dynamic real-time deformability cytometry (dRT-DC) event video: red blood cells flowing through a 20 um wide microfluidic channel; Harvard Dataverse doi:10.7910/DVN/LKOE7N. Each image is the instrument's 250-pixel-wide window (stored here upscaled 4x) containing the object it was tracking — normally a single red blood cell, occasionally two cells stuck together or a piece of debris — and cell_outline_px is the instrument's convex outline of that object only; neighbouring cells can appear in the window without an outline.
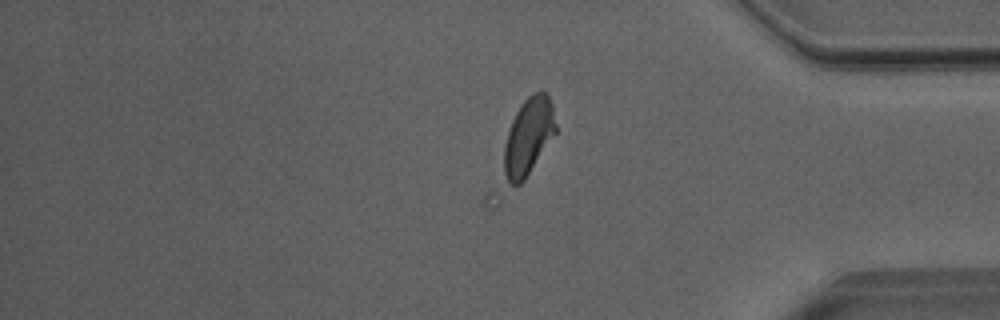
{"species": "Egyptian fruit bat (a non-hibernating species)", "species_latin": "Rousettus aegyptiacus", "temperature_condition": "room temperature", "stored_images_in_passage": 38, "camera_frame_rate_fps": 3000, "um_per_image_px": 0.085, "animal": {"sex": "male"}, "frame": {"image": 1, "passage_image": 32, "time_ms": 10.333, "image_size_px": [1000, 320], "cell_outline_px": [[556, 132], [524, 180], [516, 188], [508, 180], [504, 172], [504, 144], [512, 120], [520, 104], [528, 96], [536, 92], [548, 92], [552, 104], [556, 124]], "centroid_in_image_um": [44.92, 11.58], "position_along_channel_um": 390.3, "area_um2": 23.0}}